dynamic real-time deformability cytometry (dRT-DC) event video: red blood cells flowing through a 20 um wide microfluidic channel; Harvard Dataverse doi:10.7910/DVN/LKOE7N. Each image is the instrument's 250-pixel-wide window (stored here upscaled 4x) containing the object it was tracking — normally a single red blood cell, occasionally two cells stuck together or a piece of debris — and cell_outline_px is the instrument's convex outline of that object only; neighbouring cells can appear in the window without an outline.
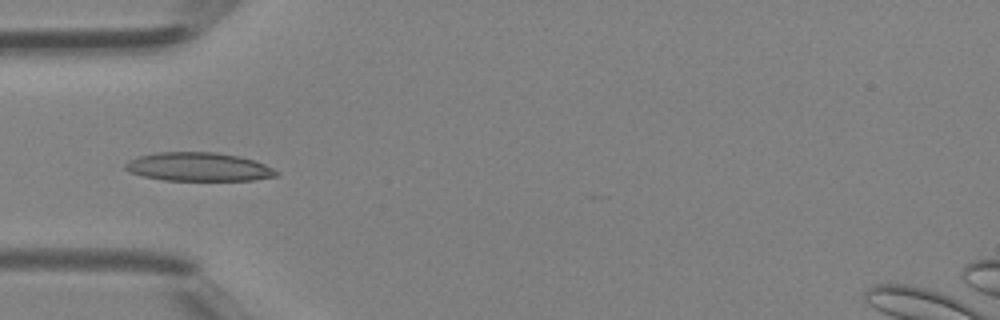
{"species": "Egyptian fruit bat (a non-hibernating species)", "species_latin": "Rousettus aegyptiacus", "temperature_condition": "room temperature", "stored_images_in_passage": 26, "camera_frame_rate_fps": 3000, "um_per_image_px": 0.085, "animal": {"sex": "female"}, "frame": {"image": 1, "passage_image": 1, "time_ms": 0.0, "image_size_px": [1000, 320], "cell_outline_px": [[280, 172], [276, 176], [252, 180], [160, 180], [128, 172], [124, 168], [124, 164], [128, 160], [140, 156], [156, 152], [216, 152], [240, 156], [264, 164]], "centroid_in_image_um": [16.84, 14.18], "position_along_channel_um": 68.2, "area_um2": 25.2}}
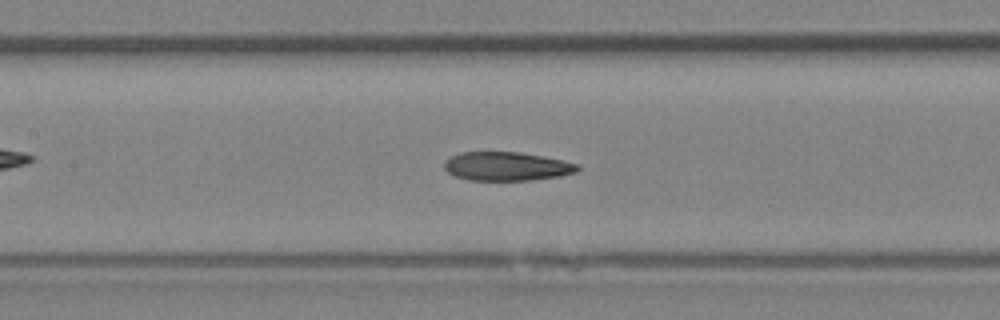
{"frame": {"image": 2, "passage_image": 7, "time_ms": 2.0, "image_size_px": [1000, 320], "cell_outline_px": [[580, 168], [576, 172], [560, 176], [532, 180], [468, 180], [456, 176], [448, 172], [444, 168], [444, 160], [460, 152], [520, 152], [544, 156], [564, 160], [580, 164]], "centroid_in_image_um": [43.1, 14.13], "position_along_channel_um": 164.3, "area_um2": 22.48}}
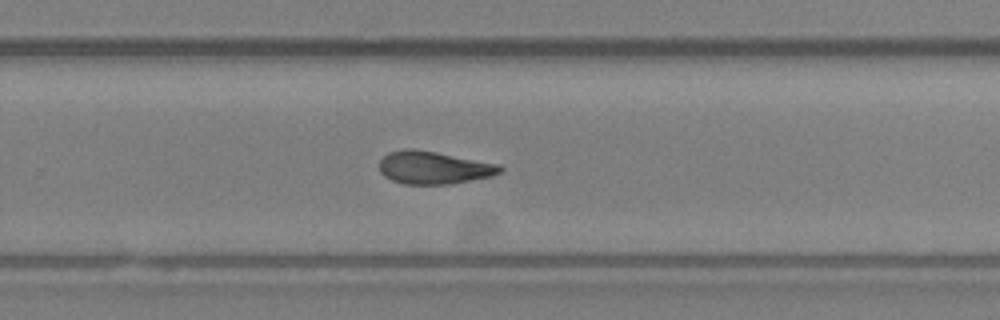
{"frame": {"image": 3, "passage_image": 15, "time_ms": 4.667, "image_size_px": [1000, 320], "cell_outline_px": [[504, 168], [500, 172], [492, 176], [448, 184], [404, 184], [392, 180], [384, 176], [380, 172], [380, 160], [388, 152], [404, 148], [412, 148], [436, 152], [500, 164]], "centroid_in_image_um": [36.85, 14.24], "position_along_channel_um": 292.9, "area_um2": 23.0}}